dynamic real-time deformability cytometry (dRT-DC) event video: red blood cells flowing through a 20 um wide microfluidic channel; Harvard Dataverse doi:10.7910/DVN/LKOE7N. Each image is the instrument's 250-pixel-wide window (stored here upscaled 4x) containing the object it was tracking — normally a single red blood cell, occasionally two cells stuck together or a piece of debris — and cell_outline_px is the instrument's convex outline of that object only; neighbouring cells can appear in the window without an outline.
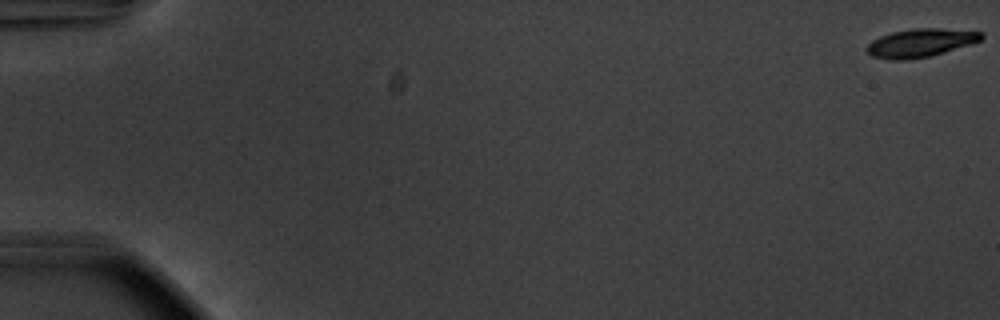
{"species": "common noctule bat (a hibernating species)", "species_latin": "Nyctalus noctula", "temperature_condition": "warm", "stored_images_in_passage": 9, "camera_frame_rate_fps": 3000, "um_per_image_px": 0.085, "animal": {"sex": "male", "body_mass_g": 20.1, "forearm_length_mm": 53.5}, "frame": {"image": 1, "passage_image": 1, "time_ms": 0.0, "image_size_px": [1000, 320], "cell_outline_px": [[984, 36], [980, 40], [944, 52], [928, 56], [908, 60], [888, 60], [872, 56], [864, 48], [872, 40], [880, 36], [892, 32], [916, 28], [940, 28], [984, 32]], "centroid_in_image_um": [78.2, 3.64], "position_along_channel_um": 6.8, "area_um2": 18.79}}